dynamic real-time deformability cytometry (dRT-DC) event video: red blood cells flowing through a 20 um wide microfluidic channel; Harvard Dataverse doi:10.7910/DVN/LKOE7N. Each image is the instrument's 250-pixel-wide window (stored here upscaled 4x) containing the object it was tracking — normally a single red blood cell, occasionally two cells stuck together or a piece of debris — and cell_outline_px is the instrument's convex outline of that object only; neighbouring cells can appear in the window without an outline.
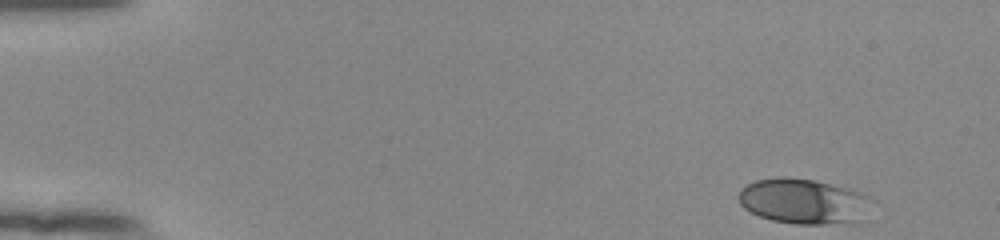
{"species": "human", "species_latin": "Homo sapiens", "temperature_condition": "room temperature", "stored_images_in_passage": 50, "camera_frame_rate_fps": 3000, "um_per_image_px": 0.085, "donor": {"sex": "female"}, "frame": {"image": 1, "passage_image": 1, "time_ms": 0.0, "image_size_px": [1000, 240], "cell_outline_px": [[876, 200], [864, 224], [796, 224], [772, 220], [760, 216], [744, 208], [740, 204], [736, 196], [740, 188], [756, 180], [776, 176], [784, 176], [816, 180], [852, 188], [872, 196]], "centroid_in_image_um": [68.46, 17.12], "position_along_channel_um": 16.5, "area_um2": 36.88}}
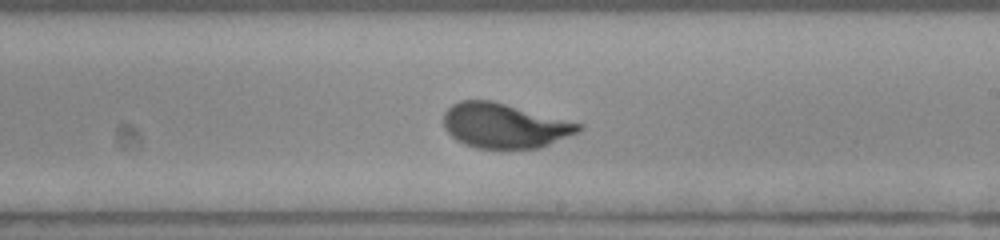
{"frame": {"image": 2, "passage_image": 29, "time_ms": 9.333, "image_size_px": [1000, 240], "cell_outline_px": [[584, 128], [576, 132], [540, 148], [476, 148], [464, 144], [456, 140], [444, 128], [444, 112], [452, 104], [460, 100], [492, 100], [584, 124]], "centroid_in_image_um": [42.86, 10.67], "position_along_channel_um": 246.1, "area_um2": 35.14}}
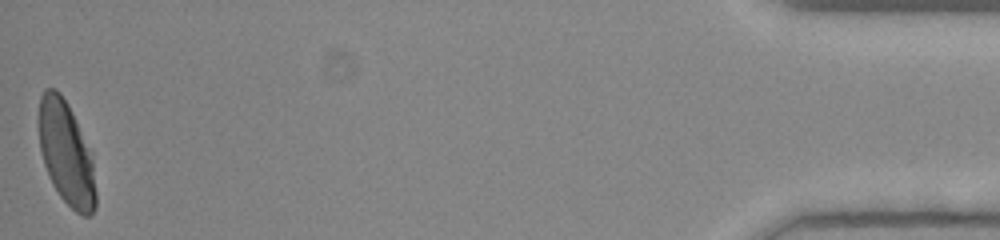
{"frame": {"image": 3, "passage_image": 50, "time_ms": 16.333, "image_size_px": [1000, 240], "cell_outline_px": [[96, 208], [88, 216], [84, 216], [76, 212], [60, 196], [52, 184], [48, 176], [44, 164], [40, 148], [36, 120], [40, 96], [44, 88], [56, 88], [60, 92], [68, 104], [92, 152], [96, 192]], "centroid_in_image_um": [5.6, 12.98], "position_along_channel_um": 429.6, "area_um2": 35.08}, "authors_computed_cell_mechanics": {"area_um2": 35.0846, "velocity_mm_per_s": 3.8633, "shape_relaxation_time_tau1_ms": 3.0097, "shape_relaxation_time_tau2_ms": null, "deformation_change_tau1": 0.1655, "deformation_change_tau2": null}}